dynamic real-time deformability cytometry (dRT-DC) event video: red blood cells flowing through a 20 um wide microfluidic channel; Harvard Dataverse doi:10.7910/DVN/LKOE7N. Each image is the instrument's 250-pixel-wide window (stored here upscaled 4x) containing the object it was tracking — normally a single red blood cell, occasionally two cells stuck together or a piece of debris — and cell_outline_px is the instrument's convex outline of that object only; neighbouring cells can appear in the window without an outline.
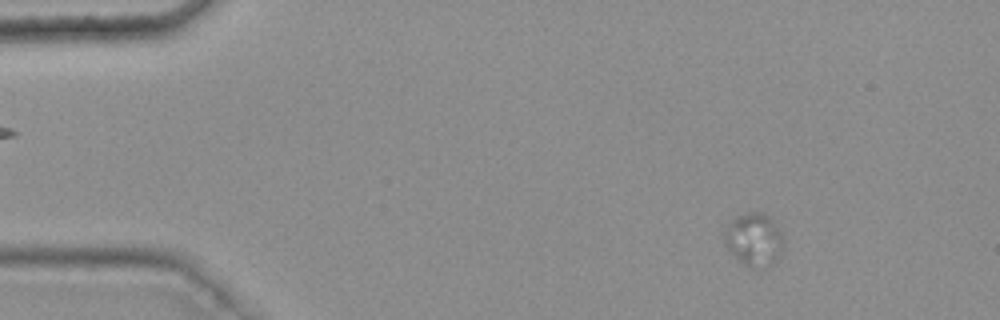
{"species": "common noctule bat (a hibernating species)", "species_latin": "Nyctalus noctula", "temperature_condition": "warm", "stored_images_in_passage": 49, "camera_frame_rate_fps": 3000, "um_per_image_px": 0.085, "animal": {"sex": "female", "body_mass_g": 25.1}, "frame": {"image": 1, "passage_image": 8, "time_ms": 2.333, "image_size_px": [1000, 320], "cell_outline_px": [[784, 244], [780, 252], [772, 264], [764, 268], [752, 268], [736, 260], [724, 244], [720, 236], [728, 224], [736, 216], [744, 212], [764, 212], [772, 220], [780, 232], [784, 240]], "centroid_in_image_um": [64.03, 20.36], "position_along_channel_um": 21.0, "area_um2": 18.61}}
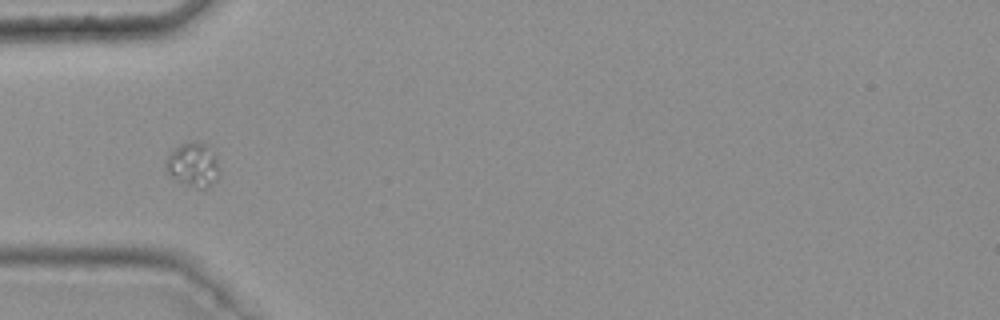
{"frame": {"image": 2, "passage_image": 19, "time_ms": 6.0, "image_size_px": [1000, 320], "cell_outline_px": [[220, 176], [216, 180], [204, 188], [196, 188], [176, 180], [164, 168], [164, 164], [168, 156], [180, 144], [188, 140], [196, 140], [208, 144], [216, 156], [220, 168]], "centroid_in_image_um": [16.45, 13.96], "position_along_channel_um": 68.6, "area_um2": 14.05}}
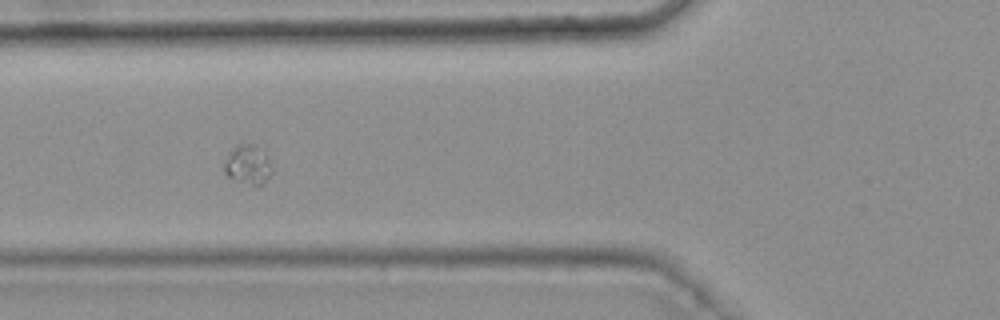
{"frame": {"image": 3, "passage_image": 22, "time_ms": 7.0, "image_size_px": [1000, 320], "cell_outline_px": [[272, 172], [264, 184], [260, 188], [256, 188], [236, 180], [228, 176], [224, 172], [224, 164], [228, 156], [240, 144], [248, 144], [264, 152], [268, 156], [272, 168]], "centroid_in_image_um": [21.12, 14.1], "position_along_channel_um": 104.7, "area_um2": 10.81}}